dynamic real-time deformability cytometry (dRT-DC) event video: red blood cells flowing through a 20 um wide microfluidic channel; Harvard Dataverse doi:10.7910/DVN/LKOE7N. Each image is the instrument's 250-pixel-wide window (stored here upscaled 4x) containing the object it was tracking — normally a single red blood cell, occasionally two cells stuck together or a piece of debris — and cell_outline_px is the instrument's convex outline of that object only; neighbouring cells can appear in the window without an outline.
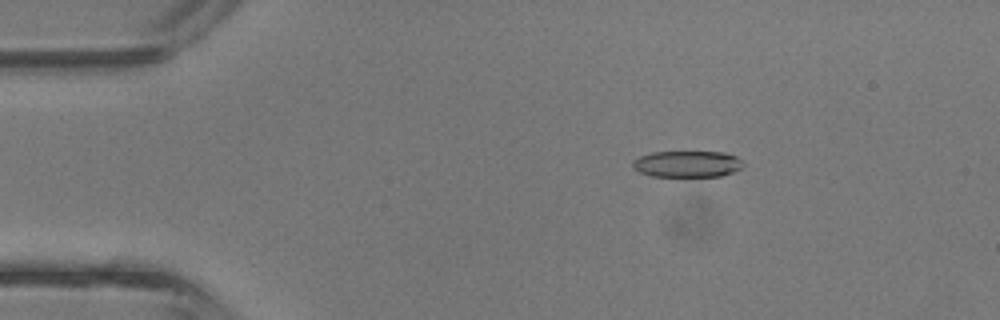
{"species": "common noctule bat (a hibernating species)", "species_latin": "Nyctalus noctula", "temperature_condition": "room temperature", "stored_images_in_passage": 42, "camera_frame_rate_fps": 3000, "um_per_image_px": 0.085, "animal": {"sex": "male", "body_mass_g": 13.3}, "frame": {"image": 1, "passage_image": 7, "time_ms": 2.0, "image_size_px": [1000, 320], "cell_outline_px": [[744, 164], [740, 168], [732, 172], [720, 176], [652, 176], [640, 172], [632, 168], [632, 160], [640, 156], [652, 152], [724, 152], [736, 156]], "centroid_in_image_um": [58.38, 13.93], "position_along_channel_um": 26.6, "area_um2": 16.94}}
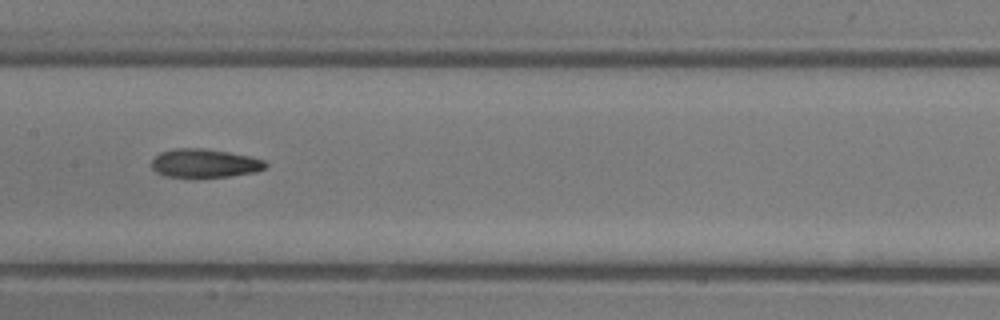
{"frame": {"image": 2, "passage_image": 21, "time_ms": 6.667, "image_size_px": [1000, 320], "cell_outline_px": [[268, 164], [264, 168], [256, 172], [200, 180], [164, 176], [156, 172], [152, 168], [152, 160], [160, 152], [176, 148], [204, 148], [228, 152], [248, 156], [264, 160]], "centroid_in_image_um": [17.35, 13.92], "position_along_channel_um": 190.0, "area_um2": 19.59}}
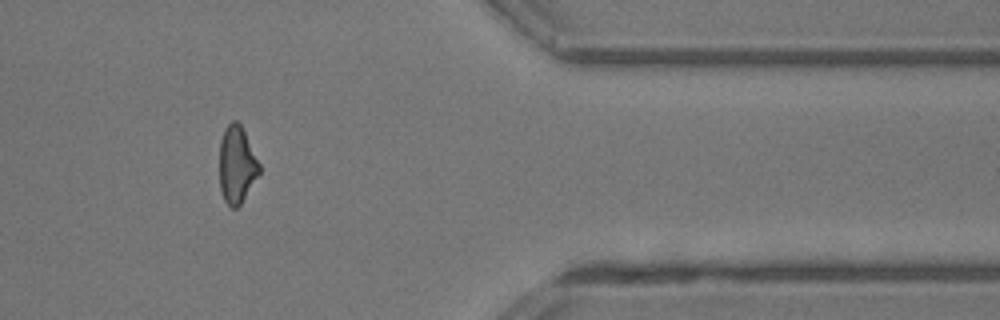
{"frame": {"image": 3, "passage_image": 35, "time_ms": 11.333, "image_size_px": [1000, 320], "cell_outline_px": [[260, 172], [240, 204], [236, 208], [232, 208], [224, 200], [220, 192], [220, 140], [224, 128], [232, 120], [236, 120], [240, 124], [260, 164]], "centroid_in_image_um": [20.11, 13.99], "position_along_channel_um": 391.3, "area_um2": 17.74}, "authors_computed_cell_mechanics": {"area_um2": 18.4093, "velocity_mm_per_s": 4.8534, "shape_relaxation_time_tau1_ms": null, "shape_relaxation_time_tau2_ms": 4.843, "deformation_change_tau1": null, "deformation_change_tau2": 0.163}}